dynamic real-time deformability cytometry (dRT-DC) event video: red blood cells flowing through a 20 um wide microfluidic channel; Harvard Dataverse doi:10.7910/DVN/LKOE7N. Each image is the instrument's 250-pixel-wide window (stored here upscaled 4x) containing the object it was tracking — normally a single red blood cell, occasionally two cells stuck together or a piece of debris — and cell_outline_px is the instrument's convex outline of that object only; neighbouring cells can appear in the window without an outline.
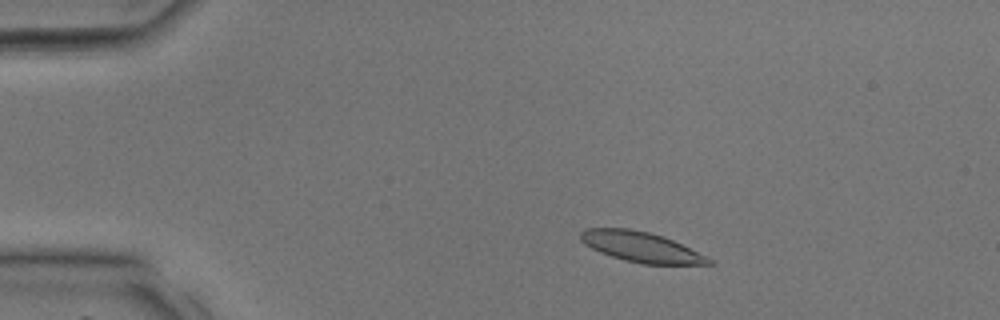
{"species": "common noctule bat (a hibernating species)", "species_latin": "Nyctalus noctula", "temperature_condition": "room temperature", "stored_images_in_passage": 36, "camera_frame_rate_fps": 3000, "um_per_image_px": 0.085, "animal": {"sex": "male", "body_mass_g": 17.9, "forearm_length_mm": 54.2}, "frame": {"image": 1, "passage_image": 5, "time_ms": 1.333, "image_size_px": [1000, 320], "cell_outline_px": [[716, 264], [644, 264], [624, 260], [600, 252], [584, 244], [580, 240], [580, 232], [584, 228], [628, 228], [648, 232], [664, 236], [708, 256]], "centroid_in_image_um": [54.5, 20.98], "position_along_channel_um": 30.5, "area_um2": 22.6}}
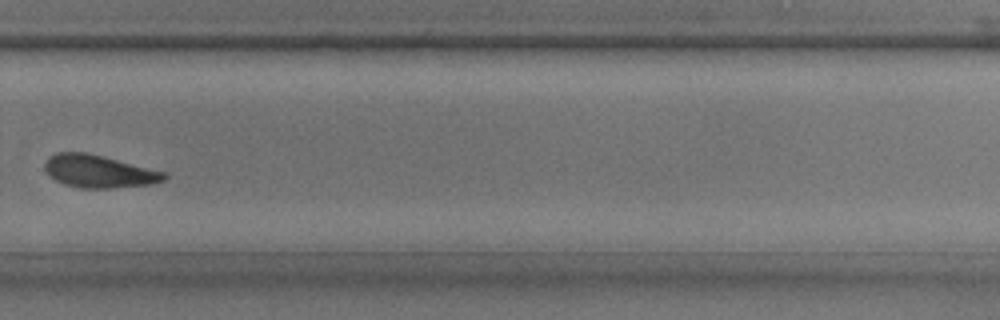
{"frame": {"image": 2, "passage_image": 25, "time_ms": 8.0, "image_size_px": [1000, 320], "cell_outline_px": [[168, 176], [164, 180], [152, 184], [112, 188], [80, 188], [64, 184], [56, 180], [44, 168], [44, 164], [48, 156], [56, 152], [84, 152], [168, 172]], "centroid_in_image_um": [8.42, 14.57], "position_along_channel_um": 321.4, "area_um2": 22.66}}
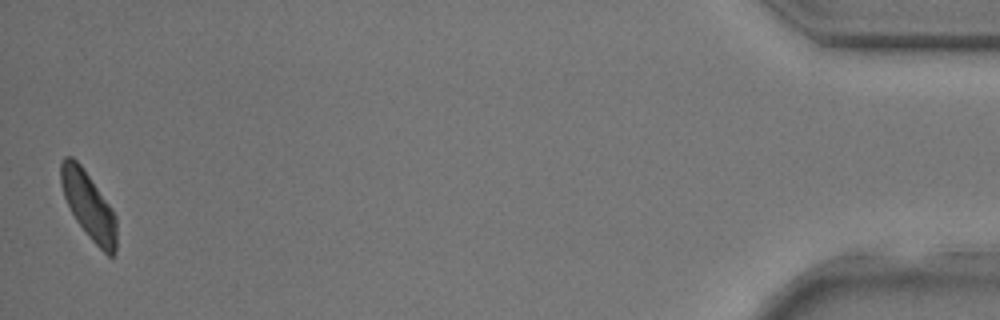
{"frame": {"image": 3, "passage_image": 36, "time_ms": 11.667, "image_size_px": [1000, 320], "cell_outline_px": [[116, 252], [112, 256], [108, 256], [88, 236], [76, 220], [64, 196], [60, 184], [60, 164], [64, 156], [72, 156], [80, 164], [112, 208], [116, 216]], "centroid_in_image_um": [7.53, 17.45], "position_along_channel_um": 427.7, "area_um2": 21.56}}